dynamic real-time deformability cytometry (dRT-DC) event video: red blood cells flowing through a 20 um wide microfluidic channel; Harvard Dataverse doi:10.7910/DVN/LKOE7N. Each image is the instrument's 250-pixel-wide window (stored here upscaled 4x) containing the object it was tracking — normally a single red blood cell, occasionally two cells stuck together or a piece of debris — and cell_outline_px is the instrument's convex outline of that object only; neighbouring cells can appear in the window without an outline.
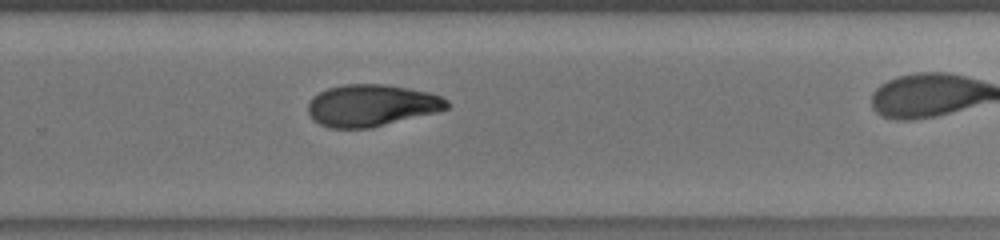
{"species": "human", "species_latin": "Homo sapiens", "temperature_condition": "room temperature", "stored_images_in_passage": 29, "camera_frame_rate_fps": 3000, "um_per_image_px": 0.085, "donor": {"sex": "male"}, "frame": {"image": 1, "passage_image": 29, "time_ms": 10.333, "image_size_px": [1000, 240], "cell_outline_px": [[452, 104], [448, 108], [436, 112], [372, 128], [332, 128], [320, 124], [308, 112], [308, 104], [320, 92], [328, 88], [344, 84], [384, 84], [408, 88], [428, 92], [440, 96], [448, 100]], "centroid_in_image_um": [31.63, 8.96], "position_along_channel_um": 298.2, "area_um2": 33.64}}